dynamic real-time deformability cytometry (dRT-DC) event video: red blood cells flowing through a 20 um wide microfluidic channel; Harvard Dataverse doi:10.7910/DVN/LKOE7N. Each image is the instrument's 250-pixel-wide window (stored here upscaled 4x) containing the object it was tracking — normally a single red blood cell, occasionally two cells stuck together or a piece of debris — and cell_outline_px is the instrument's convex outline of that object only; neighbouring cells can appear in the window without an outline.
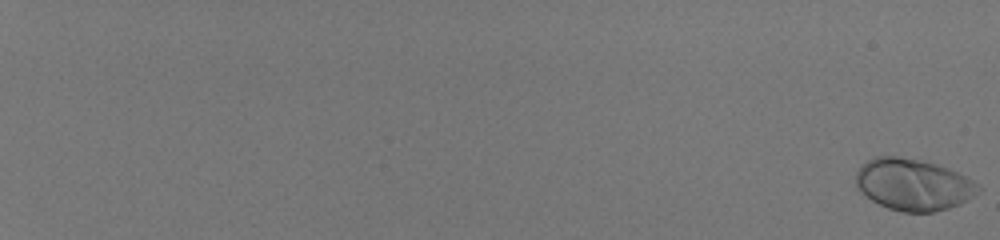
{"species": "human", "species_latin": "Homo sapiens", "temperature_condition": "room temperature", "stored_images_in_passage": 59, "camera_frame_rate_fps": 3000, "um_per_image_px": 0.085, "donor": {"sex": "male"}, "frame": {"image": 1, "passage_image": 1, "time_ms": 0.0, "image_size_px": [1000, 240], "cell_outline_px": [[980, 192], [960, 204], [948, 208], [932, 212], [904, 212], [888, 208], [872, 200], [860, 192], [856, 188], [856, 172], [860, 164], [876, 156], [896, 156], [920, 160], [936, 164], [948, 168], [980, 184]], "centroid_in_image_um": [77.61, 15.68], "position_along_channel_um": 7.4, "area_um2": 36.88}}
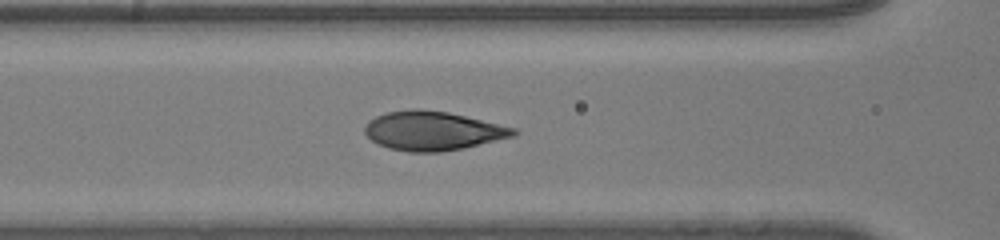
{"frame": {"image": 2, "passage_image": 33, "time_ms": 10.667, "image_size_px": [1000, 240], "cell_outline_px": [[520, 132], [516, 136], [464, 148], [440, 152], [408, 152], [388, 148], [372, 140], [364, 132], [364, 128], [368, 120], [376, 116], [388, 112], [412, 108], [420, 108], [448, 112], [516, 128]], "centroid_in_image_um": [36.8, 11.12], "position_along_channel_um": 129.8, "area_um2": 33.99}}
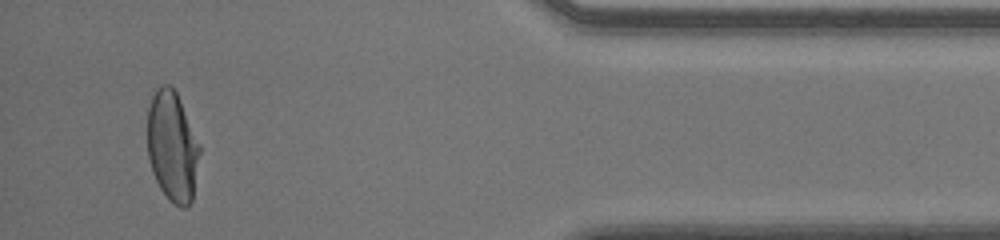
{"frame": {"image": 3, "passage_image": 57, "time_ms": 18.667, "image_size_px": [1000, 240], "cell_outline_px": [[200, 152], [192, 200], [184, 208], [180, 208], [168, 200], [160, 188], [152, 172], [148, 156], [148, 108], [152, 96], [156, 88], [164, 84], [168, 84], [176, 92], [200, 144]], "centroid_in_image_um": [14.64, 12.46], "position_along_channel_um": 420.6, "area_um2": 33.47}, "authors_computed_cell_mechanics": {"area_um2": 34.2754, "velocity_mm_per_s": 4.0615, "shape_relaxation_time_tau1_ms": 3.5068, "shape_relaxation_time_tau2_ms": null, "deformation_change_tau1": 0.2037, "deformation_change_tau2": null}}